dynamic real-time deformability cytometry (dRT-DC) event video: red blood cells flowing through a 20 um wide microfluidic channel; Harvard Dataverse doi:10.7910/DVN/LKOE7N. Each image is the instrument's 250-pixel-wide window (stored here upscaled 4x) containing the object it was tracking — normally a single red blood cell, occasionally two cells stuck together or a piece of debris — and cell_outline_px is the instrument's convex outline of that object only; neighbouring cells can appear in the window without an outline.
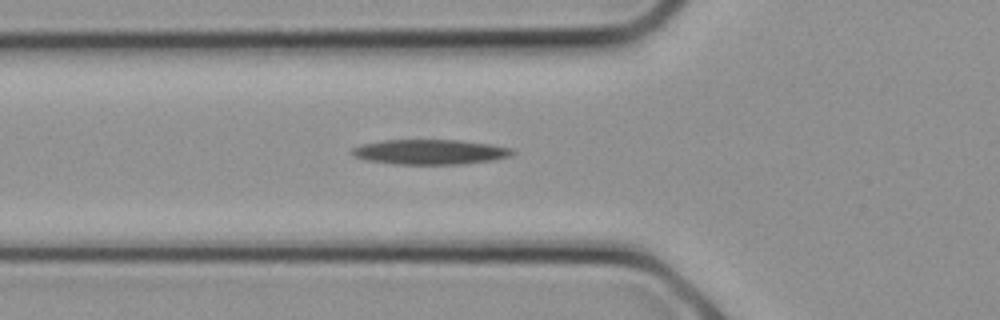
{"species": "common noctule bat (a hibernating species)", "species_latin": "Nyctalus noctula", "temperature_condition": "cold", "stored_images_in_passage": 9, "camera_frame_rate_fps": 3000, "um_per_image_px": 0.085, "animal": {"sex": "female", "body_mass_g": 21.9}, "frame": {"image": 1, "passage_image": 4, "time_ms": 1.0, "image_size_px": [1000, 320], "cell_outline_px": [[516, 152], [512, 156], [492, 160], [464, 164], [392, 164], [368, 160], [352, 156], [348, 152], [352, 148], [360, 144], [380, 140], [460, 140], [492, 144], [512, 148]], "centroid_in_image_um": [36.54, 12.91], "position_along_channel_um": 89.3, "area_um2": 23.7}}
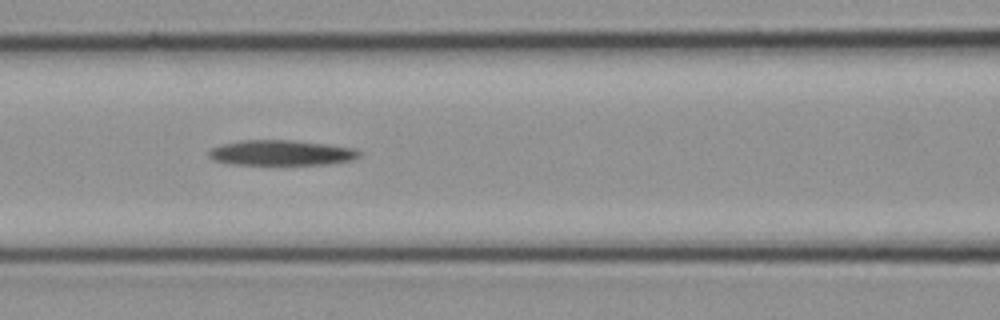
{"frame": {"image": 2, "passage_image": 6, "time_ms": 1.667, "image_size_px": [1000, 320], "cell_outline_px": [[360, 156], [352, 160], [328, 164], [232, 164], [212, 160], [208, 156], [208, 148], [220, 144], [240, 140], [296, 140], [352, 148], [360, 152]], "centroid_in_image_um": [23.82, 12.98], "position_along_channel_um": 142.8, "area_um2": 22.2}}
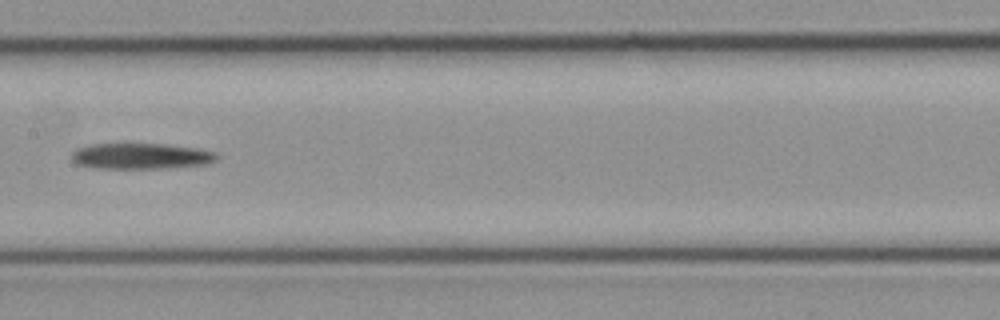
{"frame": {"image": 3, "passage_image": 8, "time_ms": 2.333, "image_size_px": [1000, 320], "cell_outline_px": [[220, 156], [216, 160], [208, 164], [160, 168], [96, 168], [76, 164], [72, 160], [72, 152], [76, 148], [92, 144], [164, 144], [200, 148], [216, 152]], "centroid_in_image_um": [12.01, 13.26], "position_along_channel_um": 195.4, "area_um2": 21.96}}